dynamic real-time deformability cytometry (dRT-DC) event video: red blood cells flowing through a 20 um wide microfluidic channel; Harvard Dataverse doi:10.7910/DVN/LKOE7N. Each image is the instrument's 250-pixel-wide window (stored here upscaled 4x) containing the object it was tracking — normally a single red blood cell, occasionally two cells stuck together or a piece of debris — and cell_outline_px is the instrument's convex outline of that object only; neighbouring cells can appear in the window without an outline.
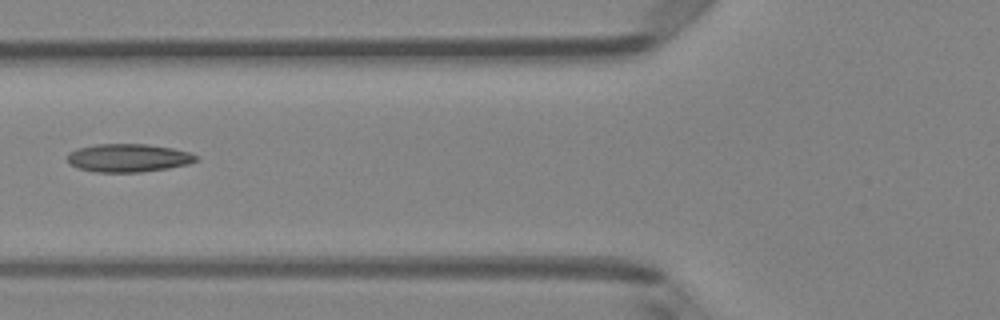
{"species": "Egyptian fruit bat (a non-hibernating species)", "species_latin": "Rousettus aegyptiacus", "temperature_condition": "room temperature", "stored_images_in_passage": 6, "camera_frame_rate_fps": 3000, "um_per_image_px": 0.085, "animal": {"sex": "female"}, "frame": {"image": 1, "passage_image": 5, "time_ms": 1.333, "image_size_px": [1000, 320], "cell_outline_px": [[200, 160], [188, 164], [168, 168], [140, 172], [92, 172], [68, 164], [68, 152], [76, 148], [96, 144], [144, 144], [172, 148], [188, 152], [196, 156]], "centroid_in_image_um": [10.87, 13.42], "position_along_channel_um": 114.9, "area_um2": 21.15}}
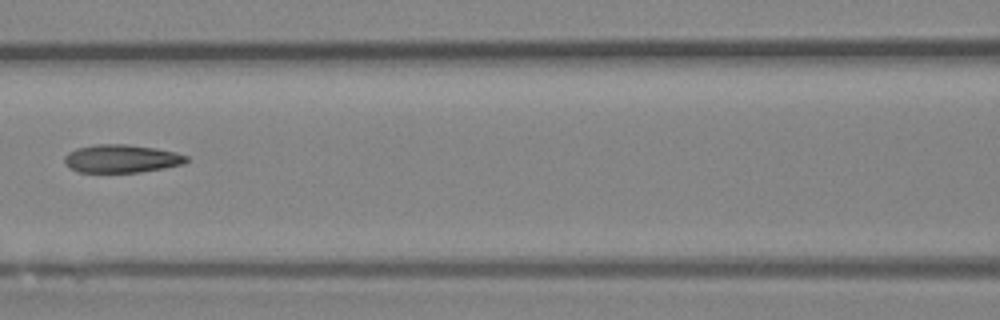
{"frame": {"image": 2, "passage_image": 6, "time_ms": 1.667, "image_size_px": [1000, 320], "cell_outline_px": [[188, 160], [184, 164], [164, 168], [140, 172], [76, 172], [64, 164], [64, 156], [68, 152], [76, 148], [96, 144], [128, 144], [156, 148], [176, 152], [188, 156]], "centroid_in_image_um": [10.31, 13.48], "position_along_channel_um": 156.3, "area_um2": 20.17}}